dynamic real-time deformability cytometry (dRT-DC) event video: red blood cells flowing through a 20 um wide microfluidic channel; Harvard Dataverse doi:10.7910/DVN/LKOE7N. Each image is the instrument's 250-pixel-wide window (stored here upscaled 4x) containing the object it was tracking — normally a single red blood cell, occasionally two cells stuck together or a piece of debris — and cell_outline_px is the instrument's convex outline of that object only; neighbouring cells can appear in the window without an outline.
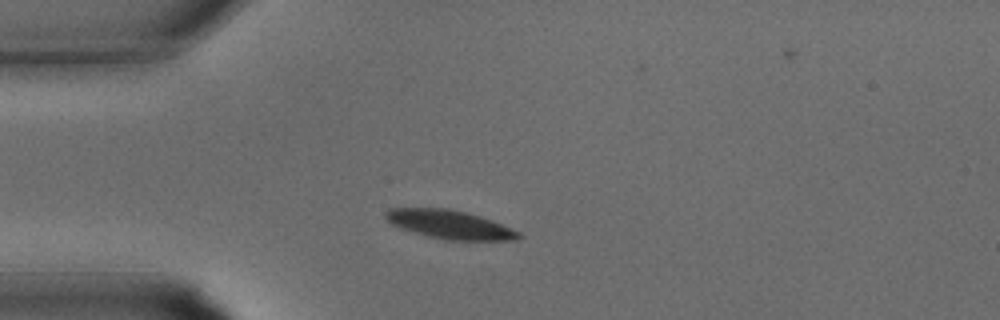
{"species": "common noctule bat (a hibernating species)", "species_latin": "Nyctalus noctula", "temperature_condition": "warm", "stored_images_in_passage": 26, "camera_frame_rate_fps": 3000, "um_per_image_px": 0.085, "animal": {"sex": "male", "body_mass_g": 15.6}, "frame": {"image": 1, "passage_image": 1, "time_ms": 0.0, "image_size_px": [1000, 320], "cell_outline_px": [[524, 236], [516, 240], [448, 240], [428, 236], [400, 228], [392, 224], [384, 216], [384, 212], [388, 208], [448, 208], [480, 216], [492, 220], [512, 228], [520, 232]], "centroid_in_image_um": [38.24, 19.08], "position_along_channel_um": 46.8, "area_um2": 22.2}}
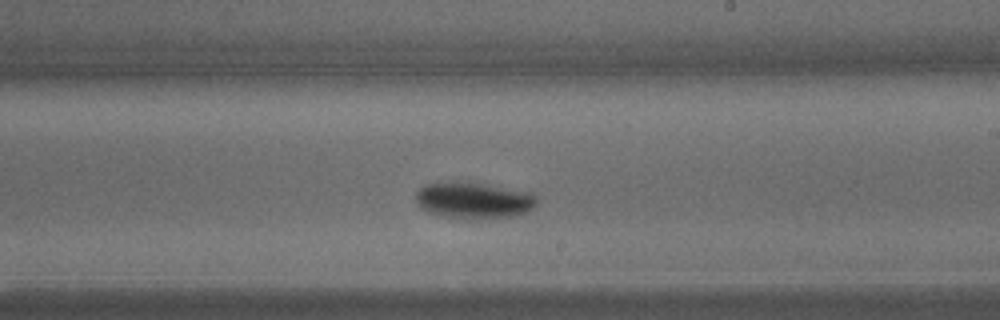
{"frame": {"image": 2, "passage_image": 12, "time_ms": 3.667, "image_size_px": [1000, 320], "cell_outline_px": [[536, 204], [528, 212], [516, 216], [488, 220], [444, 216], [428, 212], [420, 208], [416, 200], [416, 192], [424, 184], [484, 184], [532, 192], [536, 196]], "centroid_in_image_um": [40.33, 17.08], "position_along_channel_um": 248.7, "area_um2": 25.32}}
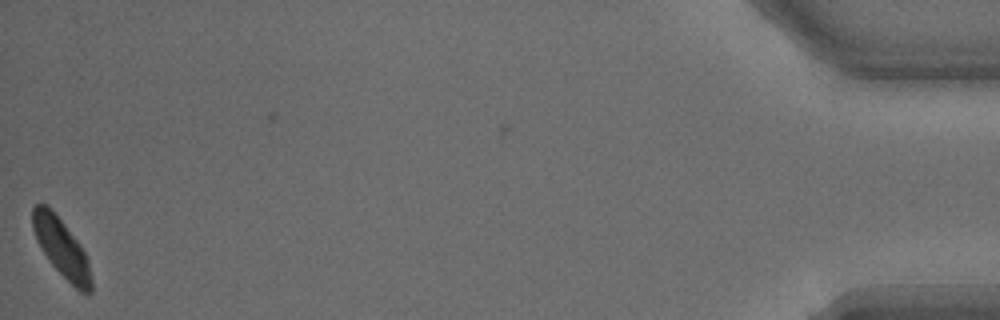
{"frame": {"image": 3, "passage_image": 26, "time_ms": 8.333, "image_size_px": [1000, 320], "cell_outline_px": [[92, 292], [88, 296], [80, 292], [52, 264], [36, 240], [32, 228], [32, 208], [36, 204], [44, 204], [64, 224], [80, 244], [88, 260], [92, 280]], "centroid_in_image_um": [5.25, 21.11], "position_along_channel_um": 429.9, "area_um2": 19.54}}